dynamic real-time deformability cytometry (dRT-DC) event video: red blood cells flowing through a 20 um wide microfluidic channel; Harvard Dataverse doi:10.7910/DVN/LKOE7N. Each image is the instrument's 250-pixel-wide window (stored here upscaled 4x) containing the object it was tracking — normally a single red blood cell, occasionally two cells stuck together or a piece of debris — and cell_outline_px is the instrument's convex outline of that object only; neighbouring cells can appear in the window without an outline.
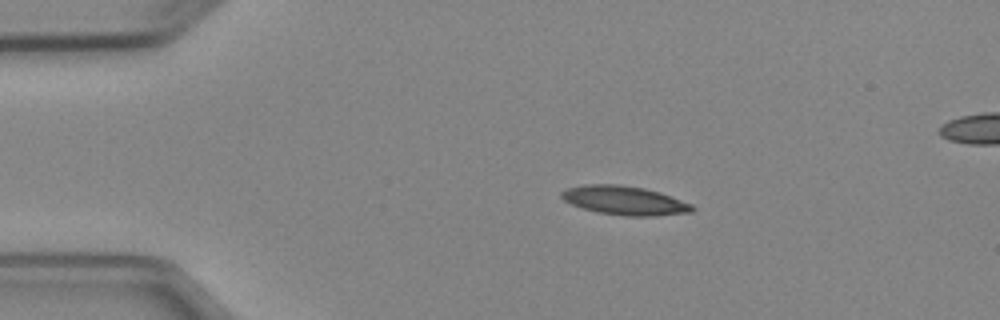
{"species": "Egyptian fruit bat (a non-hibernating species)", "species_latin": "Rousettus aegyptiacus", "temperature_condition": "cold", "stored_images_in_passage": 3, "camera_frame_rate_fps": 3000, "um_per_image_px": 0.085, "animal": {"sex": "female"}, "frame": {"image": 1, "passage_image": 1, "time_ms": 0.0, "image_size_px": [1000, 320], "cell_outline_px": [[696, 208], [692, 212], [656, 216], [624, 216], [596, 212], [572, 204], [564, 200], [560, 196], [560, 192], [568, 188], [584, 184], [620, 184], [644, 188], [660, 192], [692, 204]], "centroid_in_image_um": [53.1, 17.04], "position_along_channel_um": 31.9, "area_um2": 22.14}}